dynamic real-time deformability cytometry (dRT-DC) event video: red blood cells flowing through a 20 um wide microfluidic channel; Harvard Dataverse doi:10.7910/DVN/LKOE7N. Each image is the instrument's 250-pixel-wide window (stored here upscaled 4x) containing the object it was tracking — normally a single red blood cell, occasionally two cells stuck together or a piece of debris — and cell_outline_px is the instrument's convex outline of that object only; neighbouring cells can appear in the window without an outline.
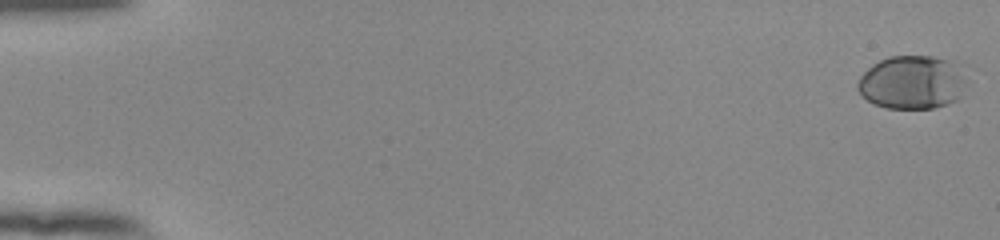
{"species": "human", "species_latin": "Homo sapiens", "temperature_condition": "room temperature", "stored_images_in_passage": 55, "camera_frame_rate_fps": 3000, "um_per_image_px": 0.085, "donor": {"sex": "female"}, "frame": {"image": 1, "passage_image": 1, "time_ms": 0.0, "image_size_px": [1000, 240], "cell_outline_px": [[964, 80], [960, 96], [956, 100], [948, 104], [936, 108], [888, 108], [872, 104], [860, 96], [856, 88], [856, 84], [860, 76], [872, 64], [888, 56], [932, 56], [948, 60], [956, 64], [960, 68]], "centroid_in_image_um": [77.45, 7.01], "position_along_channel_um": 7.5, "area_um2": 34.04}}
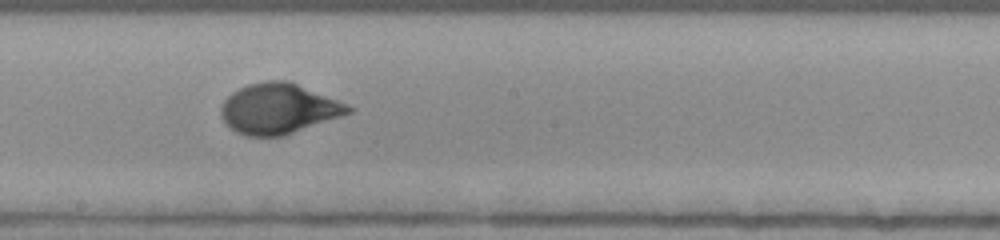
{"frame": {"image": 2, "passage_image": 32, "time_ms": 10.333, "image_size_px": [1000, 240], "cell_outline_px": [[356, 108], [352, 112], [284, 136], [244, 136], [228, 128], [224, 124], [220, 116], [220, 108], [224, 100], [232, 92], [248, 84], [268, 80], [288, 80]], "centroid_in_image_um": [23.63, 9.25], "position_along_channel_um": 224.6, "area_um2": 37.45}}
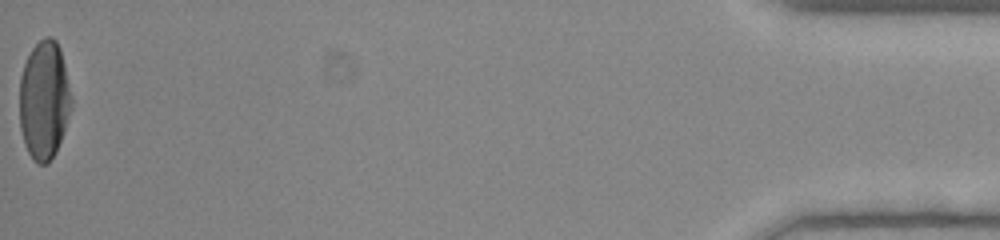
{"frame": {"image": 3, "passage_image": 55, "time_ms": 18.0, "image_size_px": [1000, 240], "cell_outline_px": [[72, 108], [64, 132], [56, 152], [48, 164], [36, 164], [32, 160], [24, 144], [20, 128], [20, 76], [24, 64], [32, 48], [44, 36], [52, 36], [56, 40], [60, 48], [64, 64], [72, 100]], "centroid_in_image_um": [3.75, 8.54], "position_along_channel_um": 431.4, "area_um2": 36.18}, "authors_computed_cell_mechanics": {"area_um2": 34.969, "velocity_mm_per_s": 3.8783, "shape_relaxation_time_tau1_ms": 4.6763, "shape_relaxation_time_tau2_ms": null, "deformation_change_tau1": 0.1959, "deformation_change_tau2": null}}